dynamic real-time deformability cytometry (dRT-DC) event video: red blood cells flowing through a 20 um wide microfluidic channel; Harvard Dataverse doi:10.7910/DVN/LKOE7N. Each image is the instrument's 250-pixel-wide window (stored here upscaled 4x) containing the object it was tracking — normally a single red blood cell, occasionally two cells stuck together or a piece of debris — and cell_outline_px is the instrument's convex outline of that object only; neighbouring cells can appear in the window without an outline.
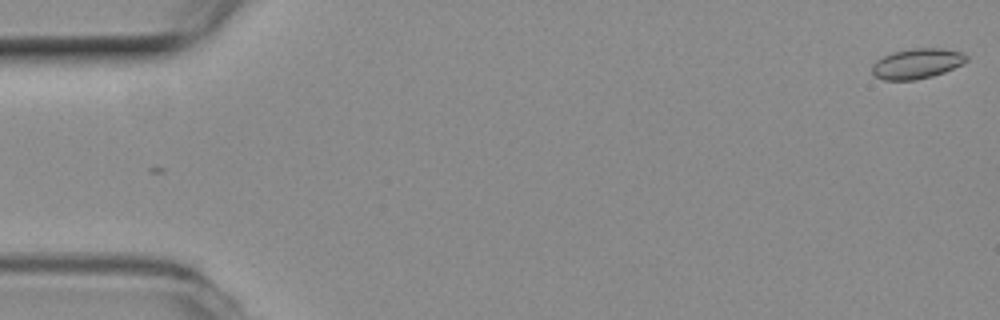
{"species": "common noctule bat (a hibernating species)", "species_latin": "Nyctalus noctula", "temperature_condition": "room temperature", "stored_images_in_passage": 54, "camera_frame_rate_fps": 3000, "um_per_image_px": 0.085, "animal": {"sex": "female", "body_mass_g": 19.3, "forearm_length_mm": 54.1}, "frame": {"image": 1, "passage_image": 1, "time_ms": 0.0, "image_size_px": [1000, 320], "cell_outline_px": [[968, 60], [964, 64], [944, 72], [932, 76], [916, 80], [884, 80], [876, 76], [872, 72], [872, 64], [876, 60], [892, 52], [916, 48], [940, 48], [960, 52], [968, 56]], "centroid_in_image_um": [77.95, 5.41], "position_along_channel_um": 7.0, "area_um2": 16.59}}
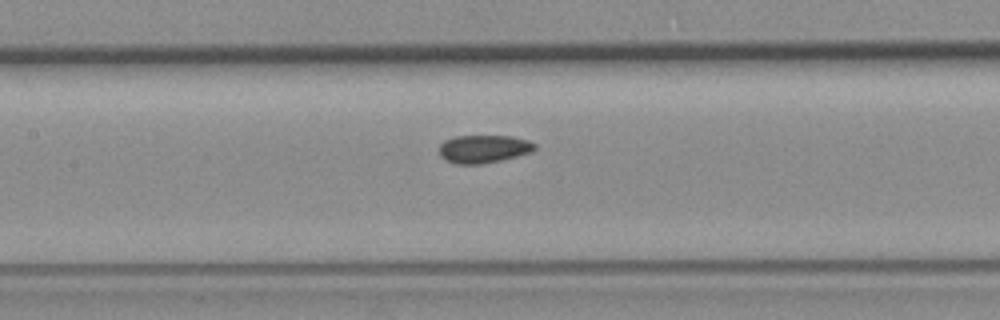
{"frame": {"image": 2, "passage_image": 25, "time_ms": 8.0, "image_size_px": [1000, 320], "cell_outline_px": [[536, 148], [532, 152], [500, 160], [480, 164], [456, 164], [440, 156], [440, 144], [444, 140], [452, 136], [512, 136], [528, 140], [536, 144]], "centroid_in_image_um": [41.11, 12.64], "position_along_channel_um": 166.3, "area_um2": 15.55}}
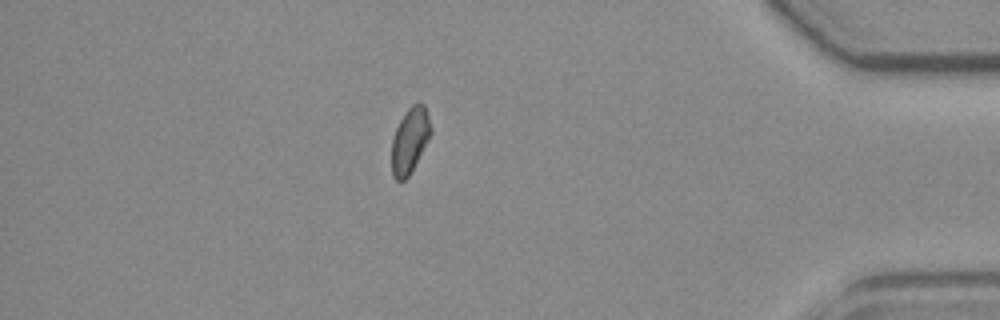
{"frame": {"image": 3, "passage_image": 47, "time_ms": 15.333, "image_size_px": [1000, 320], "cell_outline_px": [[432, 132], [428, 140], [408, 176], [404, 180], [396, 180], [392, 176], [392, 140], [396, 128], [400, 120], [408, 108], [412, 104], [424, 104], [432, 128]], "centroid_in_image_um": [34.83, 11.92], "position_along_channel_um": 400.4, "area_um2": 14.62}, "authors_computed_cell_mechanics": {"area_um2": 15.6349, "velocity_mm_per_s": 3.7938, "shape_relaxation_time_tau1_ms": null, "shape_relaxation_time_tau2_ms": 1.6299, "deformation_change_tau1": null, "deformation_change_tau2": 0.0602}}